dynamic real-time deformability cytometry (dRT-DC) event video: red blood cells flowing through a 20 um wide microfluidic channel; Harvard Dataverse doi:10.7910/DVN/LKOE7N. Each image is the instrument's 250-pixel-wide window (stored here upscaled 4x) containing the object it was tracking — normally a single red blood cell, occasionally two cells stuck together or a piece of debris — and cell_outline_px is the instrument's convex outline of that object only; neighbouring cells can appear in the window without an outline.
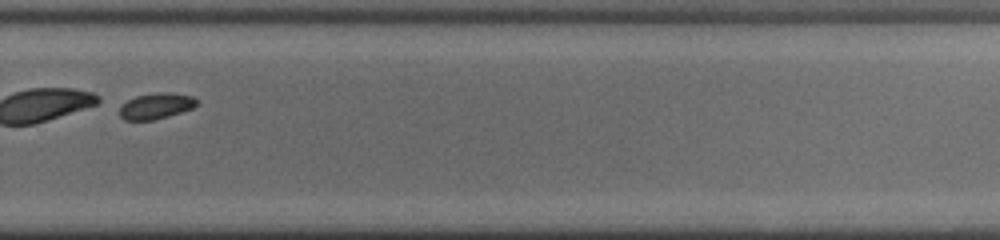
{"species": "common noctule bat (a hibernating species)", "species_latin": "Nyctalus noctula", "temperature_condition": "cold", "stored_images_in_passage": 36, "camera_frame_rate_fps": 3000, "um_per_image_px": 0.085, "animal": {"sex": "male", "body_mass_g": 19.0, "forearm_length_mm": 50.8}, "frame": {"image": 1, "passage_image": 21, "time_ms": 6.667, "image_size_px": [1000, 240], "cell_outline_px": [[196, 104], [192, 108], [168, 116], [152, 120], [124, 120], [120, 116], [120, 108], [128, 100], [136, 96], [156, 92], [168, 92], [192, 96], [196, 100]], "centroid_in_image_um": [13.25, 9.0], "position_along_channel_um": 316.6, "area_um2": 11.44}, "authors_computed_cell_mechanics": {"area_um2": 12.6004, "velocity_mm_per_s": 3.8834, "shape_relaxation_time_tau1_ms": 0.6356, "shape_relaxation_time_tau2_ms": null, "deformation_change_tau1": 0.2602, "deformation_change_tau2": null}}